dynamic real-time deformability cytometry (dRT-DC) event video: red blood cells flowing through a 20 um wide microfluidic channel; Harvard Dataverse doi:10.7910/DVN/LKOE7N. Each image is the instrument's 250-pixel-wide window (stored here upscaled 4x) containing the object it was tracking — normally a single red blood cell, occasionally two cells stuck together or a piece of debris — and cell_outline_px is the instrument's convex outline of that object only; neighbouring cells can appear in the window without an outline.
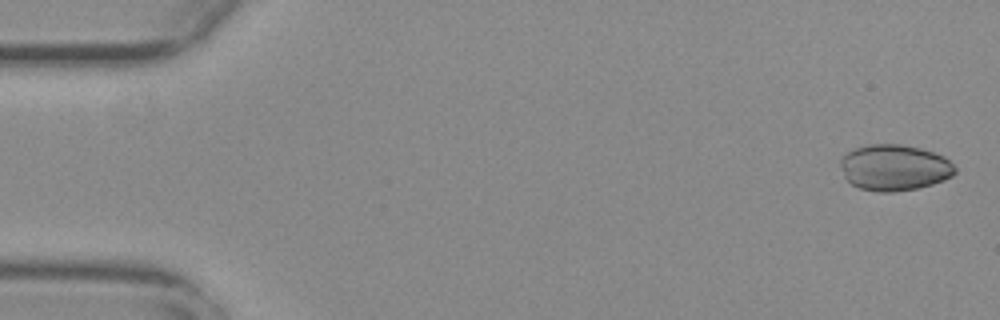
{"species": "common noctule bat (a hibernating species)", "species_latin": "Nyctalus noctula", "temperature_condition": "warm", "stored_images_in_passage": 55, "camera_frame_rate_fps": 3000, "um_per_image_px": 0.085, "animal": {"sex": "female", "body_mass_g": 29.2, "forearm_length_mm": 56.3}, "frame": {"image": 1, "passage_image": 2, "time_ms": 0.333, "image_size_px": [1000, 320], "cell_outline_px": [[956, 172], [952, 176], [944, 180], [932, 184], [916, 188], [892, 192], [876, 192], [860, 188], [852, 184], [844, 176], [840, 164], [840, 160], [848, 152], [856, 148], [868, 144], [900, 144], [920, 148], [944, 156], [956, 168]], "centroid_in_image_um": [76.02, 14.24], "position_along_channel_um": 9.0, "area_um2": 30.63}}
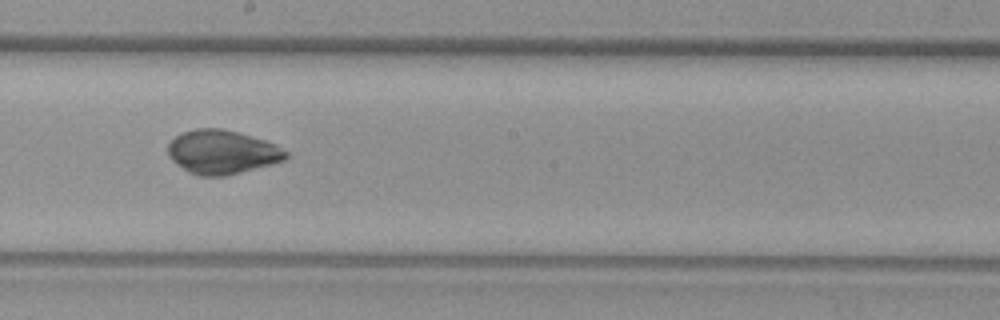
{"frame": {"image": 2, "passage_image": 31, "time_ms": 10.0, "image_size_px": [1000, 320], "cell_outline_px": [[288, 156], [284, 160], [272, 164], [224, 176], [200, 176], [188, 172], [172, 160], [168, 156], [168, 144], [176, 136], [184, 132], [196, 128], [220, 128], [236, 132], [264, 140], [276, 144], [288, 152]], "centroid_in_image_um": [18.87, 12.93], "position_along_channel_um": 229.3, "area_um2": 29.94}}
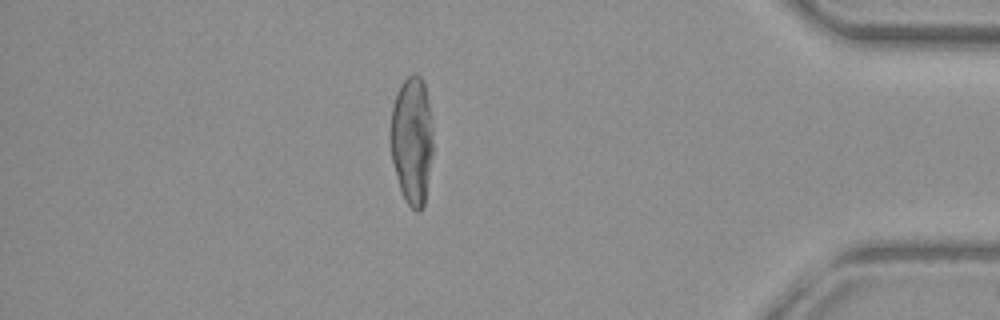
{"frame": {"image": 3, "passage_image": 48, "time_ms": 15.667, "image_size_px": [1000, 320], "cell_outline_px": [[432, 152], [424, 204], [420, 212], [416, 212], [404, 200], [400, 192], [392, 160], [388, 140], [392, 108], [396, 92], [400, 84], [408, 76], [416, 72], [424, 80], [428, 100], [432, 132]], "centroid_in_image_um": [34.98, 11.91], "position_along_channel_um": 400.2, "area_um2": 32.19}}